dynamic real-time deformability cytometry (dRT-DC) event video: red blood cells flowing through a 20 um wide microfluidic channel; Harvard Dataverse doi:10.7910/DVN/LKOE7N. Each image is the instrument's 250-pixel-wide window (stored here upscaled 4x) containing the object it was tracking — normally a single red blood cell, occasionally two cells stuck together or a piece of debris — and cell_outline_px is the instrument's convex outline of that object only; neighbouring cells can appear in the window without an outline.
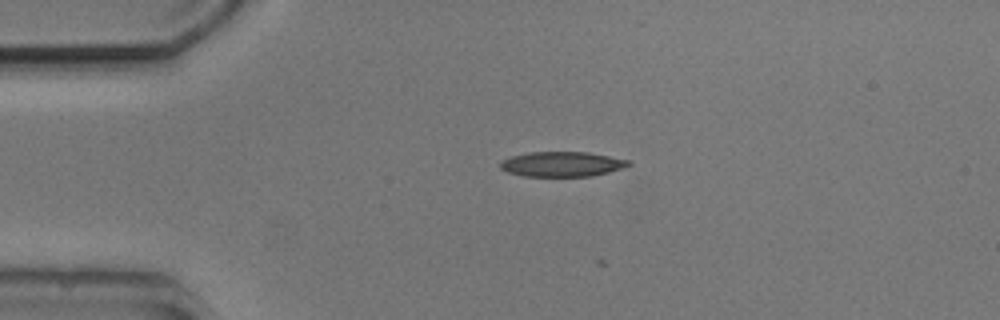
{"species": "common noctule bat (a hibernating species)", "species_latin": "Nyctalus noctula", "temperature_condition": "cold", "stored_images_in_passage": 2, "camera_frame_rate_fps": 3000, "um_per_image_px": 0.085, "animal": {"sex": "male", "body_mass_g": 20.5, "forearm_length_mm": 52.5}, "frame": {"image": 1, "passage_image": 1, "time_ms": 0.0, "image_size_px": [1000, 320], "cell_outline_px": [[632, 164], [624, 168], [592, 176], [524, 176], [508, 172], [500, 168], [500, 164], [504, 160], [512, 156], [532, 152], [588, 152], [632, 160]], "centroid_in_image_um": [47.84, 13.95], "position_along_channel_um": 37.2, "area_um2": 18.61}}